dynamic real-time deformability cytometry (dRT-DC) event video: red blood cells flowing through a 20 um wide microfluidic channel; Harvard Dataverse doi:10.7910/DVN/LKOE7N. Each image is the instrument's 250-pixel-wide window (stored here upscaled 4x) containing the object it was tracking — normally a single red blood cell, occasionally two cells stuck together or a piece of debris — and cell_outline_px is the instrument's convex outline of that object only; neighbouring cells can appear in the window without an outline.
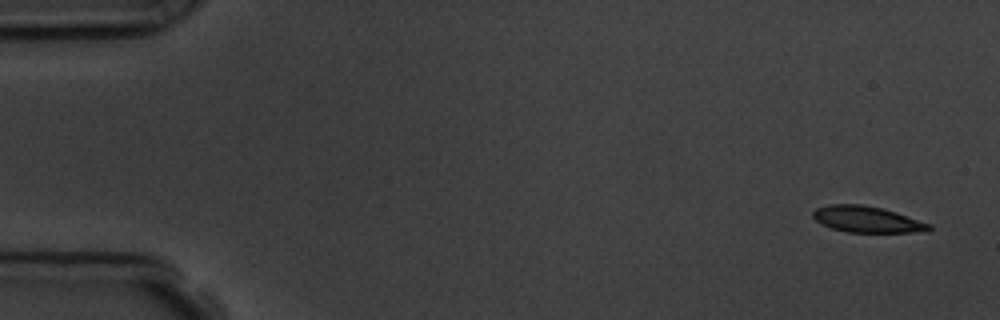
{"species": "common noctule bat (a hibernating species)", "species_latin": "Nyctalus noctula", "temperature_condition": "room temperature", "stored_images_in_passage": 7, "camera_frame_rate_fps": 3000, "um_per_image_px": 0.085, "animal": {"sex": "male", "body_mass_g": 19.5, "forearm_length_mm": 54.6}, "frame": {"image": 1, "passage_image": 1, "time_ms": 0.0, "image_size_px": [1000, 320], "cell_outline_px": [[932, 228], [928, 232], [848, 232], [832, 228], [820, 224], [812, 216], [812, 212], [816, 208], [828, 204], [860, 204], [884, 208], [932, 224]], "centroid_in_image_um": [73.71, 18.64], "position_along_channel_um": 11.3, "area_um2": 17.92}}
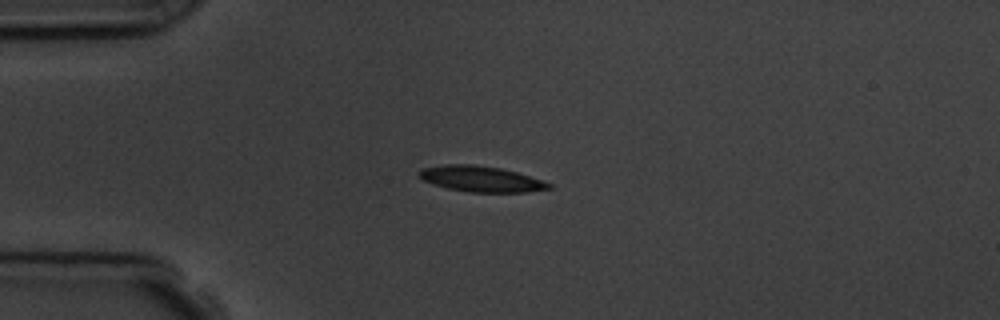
{"frame": {"image": 2, "passage_image": 4, "time_ms": 3.667, "image_size_px": [1000, 320], "cell_outline_px": [[552, 188], [528, 192], [472, 192], [448, 188], [424, 180], [420, 176], [420, 168], [444, 164], [472, 164], [500, 168], [516, 172], [552, 184]], "centroid_in_image_um": [40.89, 15.2], "position_along_channel_um": 44.1, "area_um2": 19.13}}